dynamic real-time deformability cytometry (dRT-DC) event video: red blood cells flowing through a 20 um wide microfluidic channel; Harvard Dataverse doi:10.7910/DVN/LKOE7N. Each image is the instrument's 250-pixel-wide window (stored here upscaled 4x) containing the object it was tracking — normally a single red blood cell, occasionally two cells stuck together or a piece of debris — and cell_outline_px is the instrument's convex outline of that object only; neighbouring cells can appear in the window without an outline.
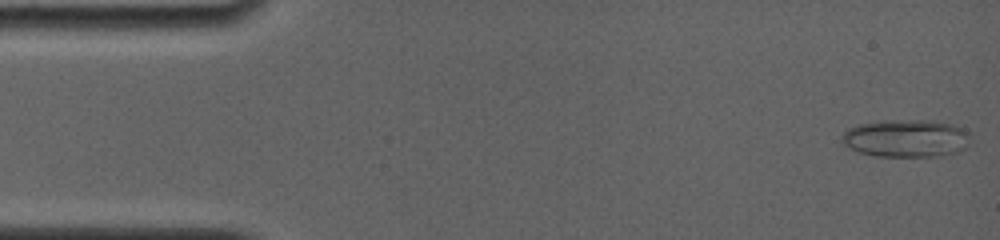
{"species": "common noctule bat (a hibernating species)", "species_latin": "Nyctalus noctula", "temperature_condition": "room temperature", "stored_images_in_passage": 38, "camera_frame_rate_fps": 4000, "um_per_image_px": 0.085, "animal": {"sex": "female", "body_mass_g": 19.0, "forearm_length_mm": 56.7}, "frame": {"image": 1, "passage_image": 1, "time_ms": 0.0, "image_size_px": [1000, 240], "cell_outline_px": [[968, 132], [964, 148], [956, 152], [936, 156], [876, 156], [860, 152], [848, 148], [844, 144], [844, 132], [848, 128], [860, 124], [880, 120], [936, 120], [956, 124], [964, 128]], "centroid_in_image_um": [77.02, 11.73], "position_along_channel_um": 8.0, "area_um2": 28.09}}
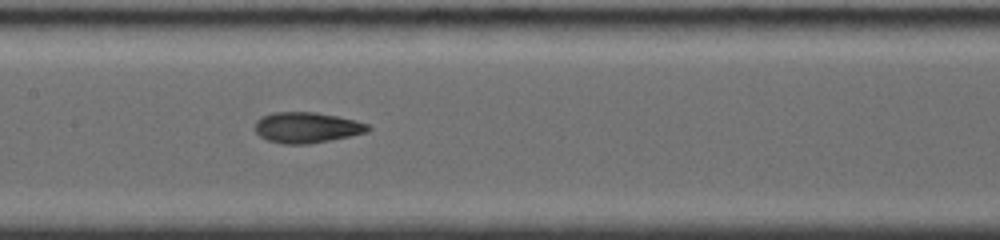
{"frame": {"image": 2, "passage_image": 20, "time_ms": 7.5, "image_size_px": [1000, 240], "cell_outline_px": [[372, 128], [368, 132], [308, 144], [284, 144], [268, 140], [260, 136], [256, 132], [256, 120], [272, 112], [316, 112], [336, 116], [368, 124]], "centroid_in_image_um": [26.07, 10.84], "position_along_channel_um": 181.3, "area_um2": 19.94}}
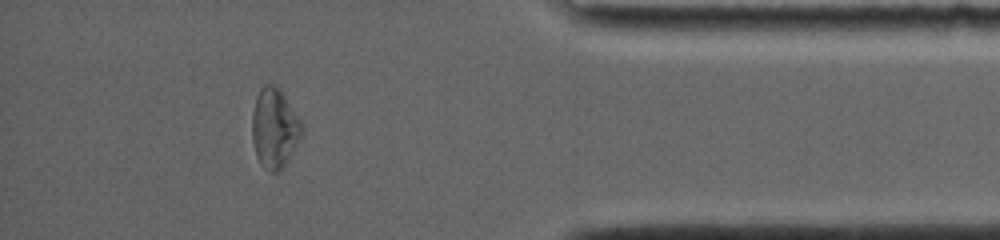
{"frame": {"image": 3, "passage_image": 34, "time_ms": 14.0, "image_size_px": [1000, 240], "cell_outline_px": [[304, 132], [284, 168], [276, 172], [268, 172], [260, 164], [256, 156], [252, 140], [252, 112], [256, 96], [260, 88], [264, 84], [272, 84], [280, 88], [300, 120], [304, 128]], "centroid_in_image_um": [23.33, 10.91], "position_along_channel_um": 411.9, "area_um2": 23.47}, "authors_computed_cell_mechanics": {"area_um2": 21.1548, "velocity_mm_per_s": 3.8713, "shape_relaxation_time_tau1_ms": 8.975, "shape_relaxation_time_tau2_ms": 1.8844, "deformation_change_tau1": 0.2113, "deformation_change_tau2": 0.0682}}